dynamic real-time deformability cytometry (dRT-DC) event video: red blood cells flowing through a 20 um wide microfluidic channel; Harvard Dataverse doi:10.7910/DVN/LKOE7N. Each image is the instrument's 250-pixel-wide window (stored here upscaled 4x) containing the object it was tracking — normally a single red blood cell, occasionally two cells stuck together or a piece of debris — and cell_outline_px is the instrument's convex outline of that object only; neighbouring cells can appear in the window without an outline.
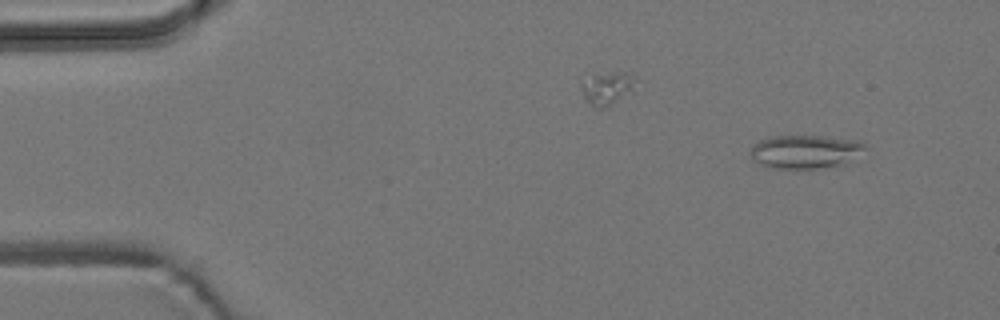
{"species": "common noctule bat (a hibernating species)", "species_latin": "Nyctalus noctula", "temperature_condition": "room temperature", "stored_images_in_passage": 4, "camera_frame_rate_fps": 3000, "um_per_image_px": 0.085, "animal": {"sex": "male", "body_mass_g": 19.2, "forearm_length_mm": 51.8}, "frame": {"image": 1, "passage_image": 1, "time_ms": 0.0, "image_size_px": [1000, 320], "cell_outline_px": [[868, 148], [844, 164], [816, 168], [768, 168], [752, 160], [748, 152], [752, 144], [760, 140], [772, 136], [824, 136], [860, 140]], "centroid_in_image_um": [68.4, 12.88], "position_along_channel_um": 16.6, "area_um2": 22.6}}